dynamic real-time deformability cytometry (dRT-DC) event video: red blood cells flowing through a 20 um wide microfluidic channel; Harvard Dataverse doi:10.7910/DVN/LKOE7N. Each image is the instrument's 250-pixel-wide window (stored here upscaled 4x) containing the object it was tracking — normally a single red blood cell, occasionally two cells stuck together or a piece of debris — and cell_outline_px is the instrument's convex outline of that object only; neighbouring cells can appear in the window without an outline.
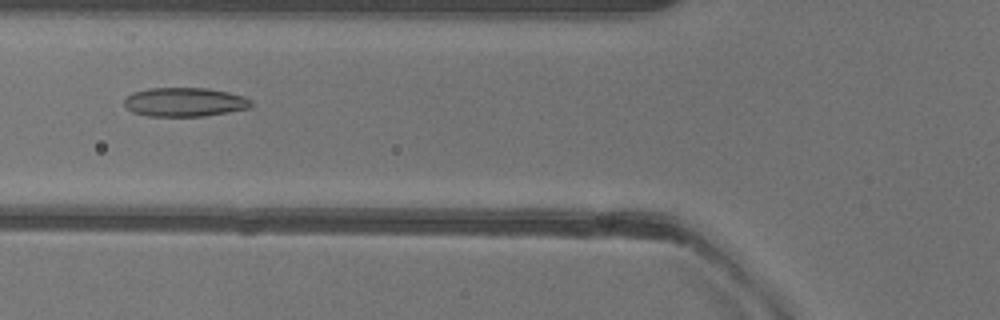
{"species": "common noctule bat (a hibernating species)", "species_latin": "Nyctalus noctula", "temperature_condition": "warm", "stored_images_in_passage": 46, "camera_frame_rate_fps": 3000, "um_per_image_px": 0.085, "animal": {"sex": "female"}, "frame": {"image": 1, "passage_image": 14, "time_ms": 4.333, "image_size_px": [1000, 320], "cell_outline_px": [[252, 104], [248, 108], [228, 112], [204, 116], [148, 116], [132, 112], [124, 104], [124, 100], [132, 92], [148, 88], [208, 88], [228, 92], [244, 96], [252, 100]], "centroid_in_image_um": [15.69, 8.67], "position_along_channel_um": 110.1, "area_um2": 21.44}}
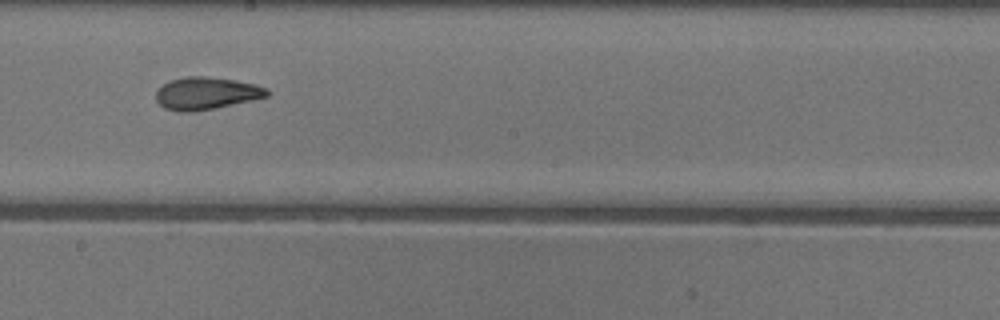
{"frame": {"image": 2, "passage_image": 23, "time_ms": 7.333, "image_size_px": [1000, 320], "cell_outline_px": [[268, 96], [252, 100], [216, 108], [192, 112], [180, 112], [164, 108], [156, 100], [156, 88], [168, 80], [184, 76], [208, 76], [236, 80], [256, 84], [264, 88], [268, 92]], "centroid_in_image_um": [17.47, 7.92], "position_along_channel_um": 230.7, "area_um2": 21.21}}
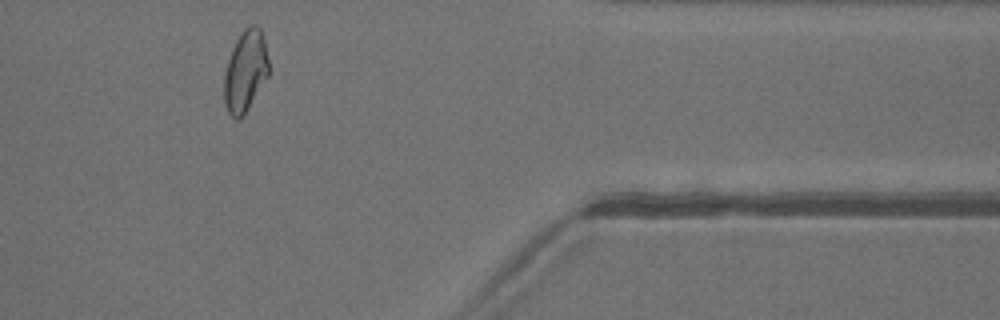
{"frame": {"image": 3, "passage_image": 37, "time_ms": 12.0, "image_size_px": [1000, 320], "cell_outline_px": [[268, 76], [244, 116], [240, 120], [236, 120], [228, 112], [224, 104], [224, 76], [228, 60], [232, 48], [240, 32], [244, 28], [252, 24], [256, 24], [260, 28], [264, 40], [268, 60]], "centroid_in_image_um": [20.85, 6.06], "position_along_channel_um": 390.6, "area_um2": 21.27}, "authors_computed_cell_mechanics": {"area_um2": 21.5594, "velocity_mm_per_s": 4.0101, "shape_relaxation_time_tau1_ms": 8.816, "shape_relaxation_time_tau2_ms": 1.7488, "deformation_change_tau1": 0.2157, "deformation_change_tau2": 0.0747}}